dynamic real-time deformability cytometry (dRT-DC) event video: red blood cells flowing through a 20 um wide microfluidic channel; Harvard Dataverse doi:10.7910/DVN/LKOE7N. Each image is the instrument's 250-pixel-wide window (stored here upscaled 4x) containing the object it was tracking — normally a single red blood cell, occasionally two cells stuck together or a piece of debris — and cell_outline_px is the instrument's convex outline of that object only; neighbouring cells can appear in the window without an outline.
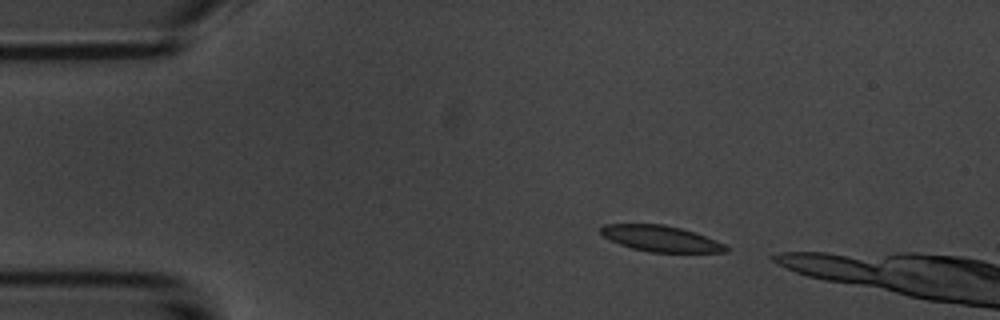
{"species": "common noctule bat (a hibernating species)", "species_latin": "Nyctalus noctula", "temperature_condition": "room temperature", "stored_images_in_passage": 3, "camera_frame_rate_fps": 3000, "um_per_image_px": 0.085, "animal": {"sex": "male", "body_mass_g": 20.1, "forearm_length_mm": 53.5}, "frame": {"image": 1, "passage_image": 1, "time_ms": 0.0, "image_size_px": [1000, 320], "cell_outline_px": [[732, 248], [728, 252], [648, 252], [632, 248], [620, 244], [604, 236], [600, 232], [600, 228], [604, 224], [664, 224], [696, 232], [716, 240]], "centroid_in_image_um": [56.22, 20.28], "position_along_channel_um": 28.8, "area_um2": 18.96}}